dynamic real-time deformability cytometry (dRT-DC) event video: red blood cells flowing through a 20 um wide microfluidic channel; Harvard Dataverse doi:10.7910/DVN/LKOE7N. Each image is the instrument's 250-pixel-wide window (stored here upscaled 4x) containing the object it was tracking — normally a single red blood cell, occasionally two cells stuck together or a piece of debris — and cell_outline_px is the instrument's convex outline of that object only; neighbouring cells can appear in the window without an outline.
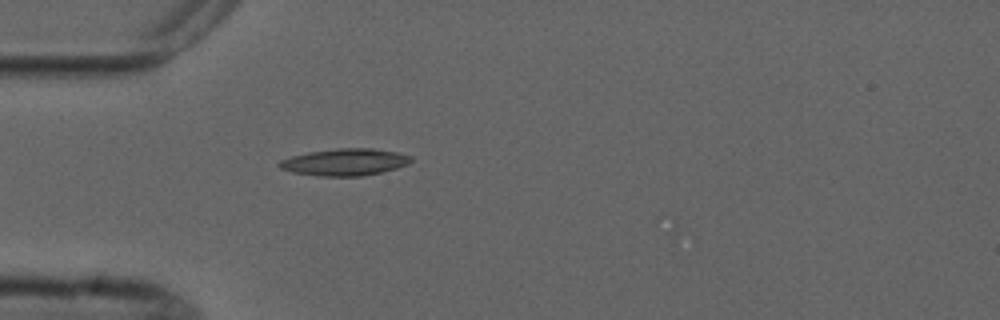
{"species": "common noctule bat (a hibernating species)", "species_latin": "Nyctalus noctula", "temperature_condition": "cold", "stored_images_in_passage": 1, "camera_frame_rate_fps": 3000, "um_per_image_px": 0.085, "animal": {"sex": "male", "forearm_length_mm": 52.5}, "frame": {"image": 1, "passage_image": 1, "time_ms": 0.0, "image_size_px": [1000, 320], "cell_outline_px": [[412, 160], [408, 164], [396, 168], [380, 172], [360, 176], [316, 176], [292, 172], [280, 168], [276, 164], [280, 160], [292, 156], [308, 152], [336, 148], [372, 148], [396, 152], [412, 156]], "centroid_in_image_um": [29.28, 13.77], "position_along_channel_um": 55.7, "area_um2": 20.69}}